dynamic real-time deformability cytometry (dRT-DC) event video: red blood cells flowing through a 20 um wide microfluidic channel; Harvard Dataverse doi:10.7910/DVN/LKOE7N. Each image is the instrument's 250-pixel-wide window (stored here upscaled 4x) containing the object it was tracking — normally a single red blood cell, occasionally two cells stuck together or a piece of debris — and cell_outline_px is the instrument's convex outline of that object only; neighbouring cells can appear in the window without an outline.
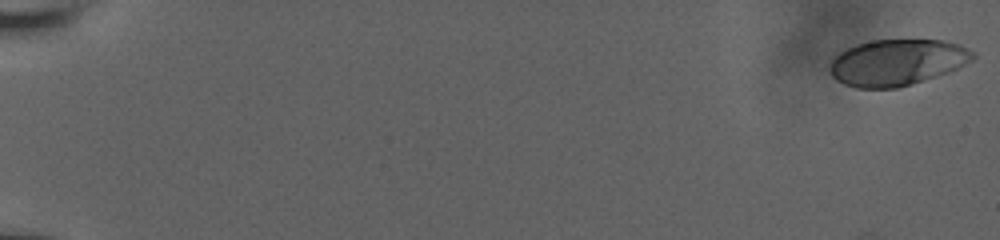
{"species": "human", "species_latin": "Homo sapiens", "temperature_condition": "room temperature", "stored_images_in_passage": 48, "camera_frame_rate_fps": 3000, "um_per_image_px": 0.085, "donor": {"sex": "male"}, "frame": {"image": 1, "passage_image": 1, "time_ms": 0.0, "image_size_px": [1000, 240], "cell_outline_px": [[976, 56], [972, 60], [948, 72], [936, 76], [896, 88], [856, 88], [844, 84], [836, 80], [832, 76], [828, 68], [832, 60], [840, 52], [856, 44], [872, 40], [944, 40], [956, 44], [976, 52]], "centroid_in_image_um": [76.22, 5.3], "position_along_channel_um": 8.8, "area_um2": 38.32}}
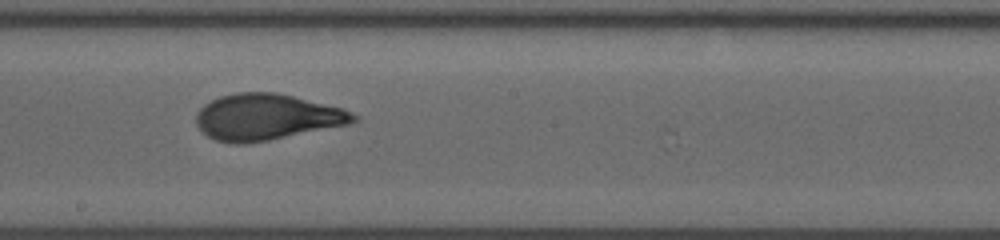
{"frame": {"image": 2, "passage_image": 35, "time_ms": 11.333, "image_size_px": [1000, 240], "cell_outline_px": [[360, 120], [348, 124], [268, 140], [240, 144], [236, 144], [216, 140], [208, 136], [196, 124], [196, 116], [200, 108], [204, 104], [220, 96], [236, 92], [276, 92], [344, 108], [360, 116]], "centroid_in_image_um": [22.69, 9.93], "position_along_channel_um": 225.5, "area_um2": 42.14}}
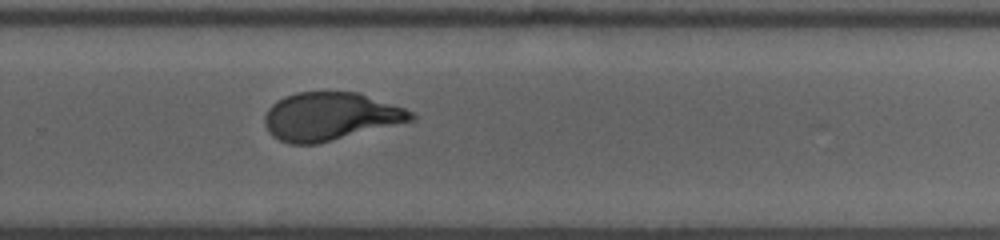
{"frame": {"image": 3, "passage_image": 41, "time_ms": 13.333, "image_size_px": [1000, 240], "cell_outline_px": [[416, 120], [316, 144], [288, 144], [272, 136], [268, 132], [264, 124], [264, 116], [268, 108], [276, 100], [284, 96], [296, 92], [356, 92], [416, 112]], "centroid_in_image_um": [28.05, 9.9], "position_along_channel_um": 301.7, "area_um2": 41.1}}